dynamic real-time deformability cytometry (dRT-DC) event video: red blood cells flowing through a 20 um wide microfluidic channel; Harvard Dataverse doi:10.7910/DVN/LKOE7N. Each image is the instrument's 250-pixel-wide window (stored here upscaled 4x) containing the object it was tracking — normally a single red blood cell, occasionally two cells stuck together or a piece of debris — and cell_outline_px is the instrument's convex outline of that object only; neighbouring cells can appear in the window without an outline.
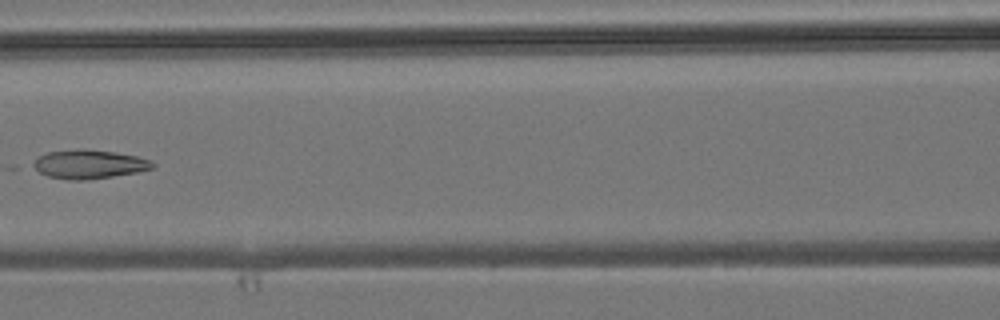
{"species": "common noctule bat (a hibernating species)", "species_latin": "Nyctalus noctula", "temperature_condition": "room temperature", "stored_images_in_passage": 8, "camera_frame_rate_fps": 3000, "um_per_image_px": 0.085, "animal": {"sex": "male", "body_mass_g": 19.2, "forearm_length_mm": 51.8}, "frame": {"image": 1, "passage_image": 7, "time_ms": 7.0, "image_size_px": [1000, 320], "cell_outline_px": [[156, 164], [152, 168], [136, 172], [88, 180], [68, 180], [48, 176], [32, 168], [28, 164], [40, 156], [48, 152], [84, 148], [116, 152], [140, 156], [152, 160]], "centroid_in_image_um": [7.56, 13.95], "position_along_channel_um": 159.0, "area_um2": 20.35}}
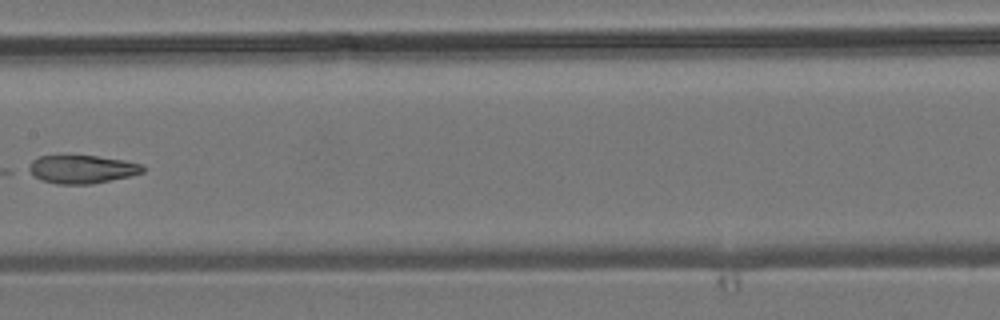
{"frame": {"image": 2, "passage_image": 8, "time_ms": 8.0, "image_size_px": [1000, 320], "cell_outline_px": [[144, 172], [128, 176], [92, 184], [56, 184], [40, 180], [28, 172], [24, 168], [32, 160], [40, 156], [96, 156], [124, 160], [140, 164], [144, 168]], "centroid_in_image_um": [6.88, 14.39], "position_along_channel_um": 200.5, "area_um2": 18.79}}